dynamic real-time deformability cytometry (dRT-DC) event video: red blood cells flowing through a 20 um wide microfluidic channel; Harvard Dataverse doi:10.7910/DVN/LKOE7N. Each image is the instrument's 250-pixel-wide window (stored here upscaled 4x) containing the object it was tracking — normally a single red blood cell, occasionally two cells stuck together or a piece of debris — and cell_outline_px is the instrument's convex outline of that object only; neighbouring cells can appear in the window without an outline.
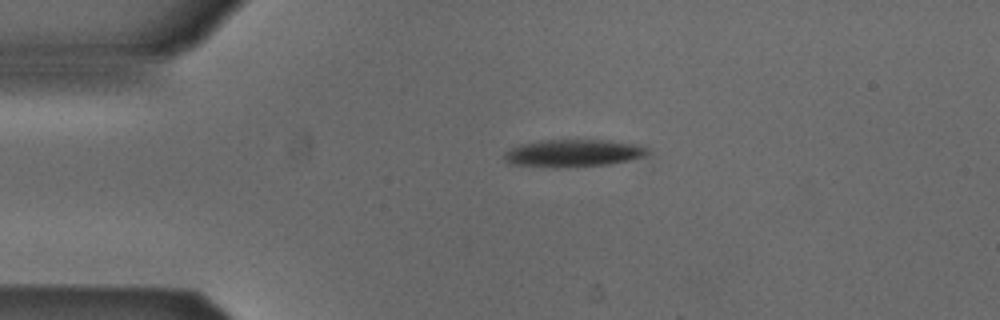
{"species": "Egyptian fruit bat (a non-hibernating species)", "species_latin": "Rousettus aegyptiacus", "temperature_condition": "cold", "stored_images_in_passage": 39, "camera_frame_rate_fps": 3000, "um_per_image_px": 0.085, "animal": {"sex": "male"}, "frame": {"image": 1, "passage_image": 1, "time_ms": 0.0, "image_size_px": [1000, 320], "cell_outline_px": [[648, 152], [644, 156], [628, 160], [608, 164], [560, 168], [552, 168], [508, 164], [504, 160], [504, 152], [520, 144], [540, 140], [608, 140], [636, 144], [648, 148]], "centroid_in_image_um": [48.66, 13.02], "position_along_channel_um": 36.3, "area_um2": 23.06}}
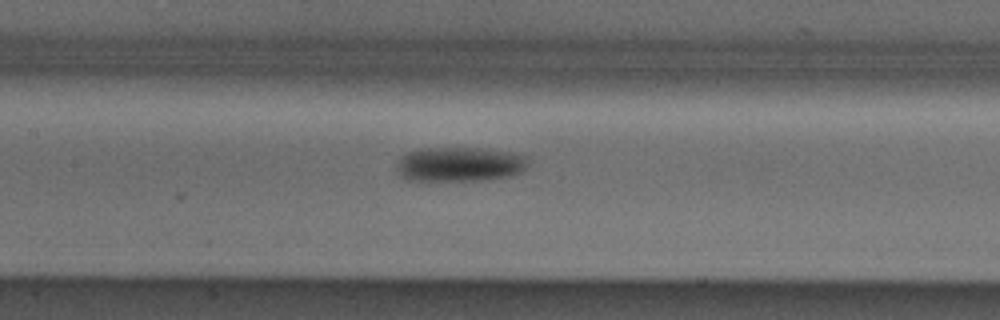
{"frame": {"image": 2, "passage_image": 14, "time_ms": 4.333, "image_size_px": [1000, 320], "cell_outline_px": [[528, 164], [520, 172], [508, 176], [480, 180], [408, 180], [400, 176], [396, 172], [396, 168], [400, 156], [408, 152], [420, 148], [480, 148], [508, 152], [524, 156], [528, 160]], "centroid_in_image_um": [39.0, 13.96], "position_along_channel_um": 168.4, "area_um2": 26.3}}
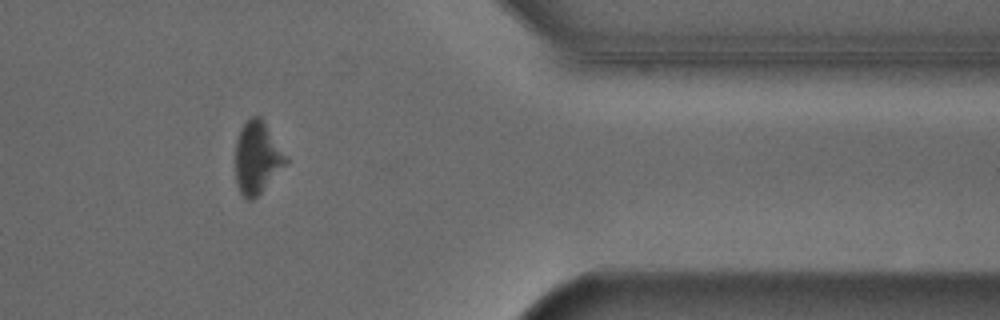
{"frame": {"image": 3, "passage_image": 33, "time_ms": 10.667, "image_size_px": [1000, 320], "cell_outline_px": [[288, 160], [260, 192], [252, 200], [248, 200], [240, 192], [236, 184], [236, 140], [240, 128], [252, 116], [260, 116], [288, 156]], "centroid_in_image_um": [21.84, 13.37], "position_along_channel_um": 389.6, "area_um2": 20.81}, "authors_computed_cell_mechanics": {"area_um2": 23.8714, "velocity_mm_per_s": 3.8514, "shape_relaxation_time_tau1_ms": 1.3563, "shape_relaxation_time_tau2_ms": null, "deformation_change_tau1": 0.0753, "deformation_change_tau2": null}}